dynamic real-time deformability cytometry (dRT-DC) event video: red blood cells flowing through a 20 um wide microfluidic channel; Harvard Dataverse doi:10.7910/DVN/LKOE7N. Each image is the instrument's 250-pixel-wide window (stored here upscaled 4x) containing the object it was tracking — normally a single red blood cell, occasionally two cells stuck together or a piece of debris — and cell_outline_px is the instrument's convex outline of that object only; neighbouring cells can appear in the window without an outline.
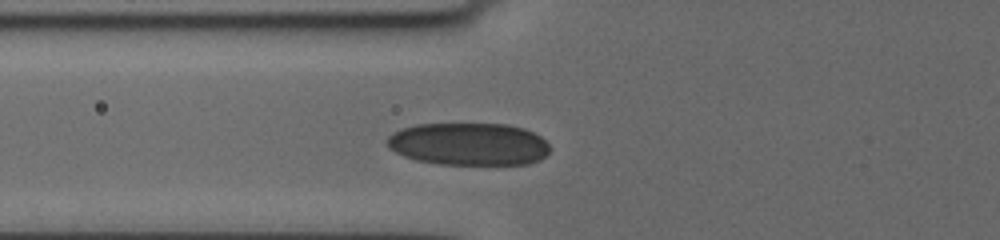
{"species": "human", "species_latin": "Homo sapiens", "temperature_condition": "cold", "stored_images_in_passage": 11, "camera_frame_rate_fps": 3000, "um_per_image_px": 0.085, "donor": {"sex": "female"}, "frame": {"image": 1, "passage_image": 10, "time_ms": 4.333, "image_size_px": [1000, 240], "cell_outline_px": [[552, 148], [540, 160], [528, 164], [436, 164], [416, 160], [404, 156], [388, 148], [388, 136], [392, 132], [416, 124], [508, 124], [524, 128], [540, 136]], "centroid_in_image_um": [39.85, 12.25], "position_along_channel_um": 85.9, "area_um2": 40.46}}